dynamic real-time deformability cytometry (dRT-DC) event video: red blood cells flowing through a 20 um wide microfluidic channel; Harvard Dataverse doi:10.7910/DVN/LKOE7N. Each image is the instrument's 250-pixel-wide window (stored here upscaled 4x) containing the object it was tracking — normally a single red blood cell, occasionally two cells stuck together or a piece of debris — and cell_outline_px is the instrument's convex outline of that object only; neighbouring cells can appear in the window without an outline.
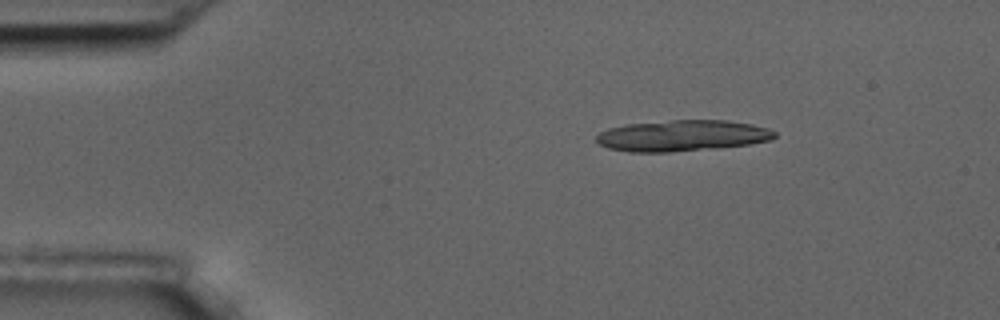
{"species": "common noctule bat (a hibernating species)", "species_latin": "Nyctalus noctula", "temperature_condition": "room temperature", "stored_images_in_passage": 6, "camera_frame_rate_fps": 3000, "um_per_image_px": 0.085, "animal": {"sex": "male", "body_mass_g": 17.5, "forearm_length_mm": 52.3}, "frame": {"image": 1, "passage_image": 6, "time_ms": 6.667, "image_size_px": [1000, 320], "cell_outline_px": [[776, 136], [772, 140], [748, 144], [716, 148], [672, 152], [628, 152], [608, 148], [600, 144], [596, 140], [596, 136], [600, 132], [608, 128], [624, 124], [672, 120], [728, 120], [752, 124], [768, 128], [776, 132]], "centroid_in_image_um": [57.99, 11.53], "position_along_channel_um": 27.0, "area_um2": 32.54}}